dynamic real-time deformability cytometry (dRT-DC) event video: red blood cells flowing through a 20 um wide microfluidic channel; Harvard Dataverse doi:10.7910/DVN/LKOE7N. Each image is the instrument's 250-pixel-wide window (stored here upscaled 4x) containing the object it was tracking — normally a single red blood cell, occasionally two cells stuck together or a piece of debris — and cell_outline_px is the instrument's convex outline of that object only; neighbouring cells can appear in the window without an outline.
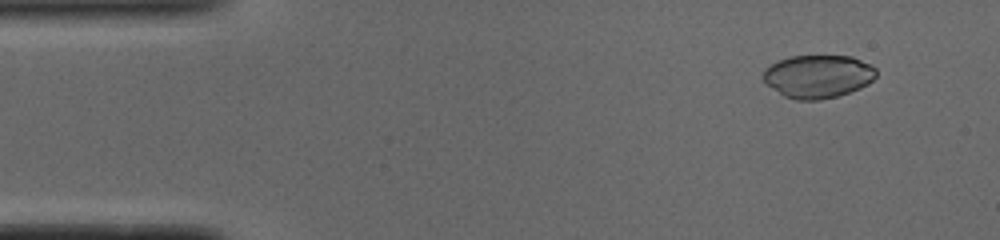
{"species": "common noctule bat (a hibernating species)", "species_latin": "Nyctalus noctula", "temperature_condition": "cold", "stored_images_in_passage": 51, "camera_frame_rate_fps": 3000, "um_per_image_px": 0.085, "animal": {"sex": "male", "body_mass_g": 19.0, "forearm_length_mm": 50.8}, "frame": {"image": 1, "passage_image": 5, "time_ms": 1.333, "image_size_px": [1000, 240], "cell_outline_px": [[876, 76], [868, 84], [860, 88], [836, 96], [820, 100], [796, 100], [784, 96], [768, 84], [764, 80], [764, 68], [780, 60], [792, 56], [852, 56], [872, 64], [876, 68]], "centroid_in_image_um": [69.57, 6.48], "position_along_channel_um": 15.4, "area_um2": 28.21}}
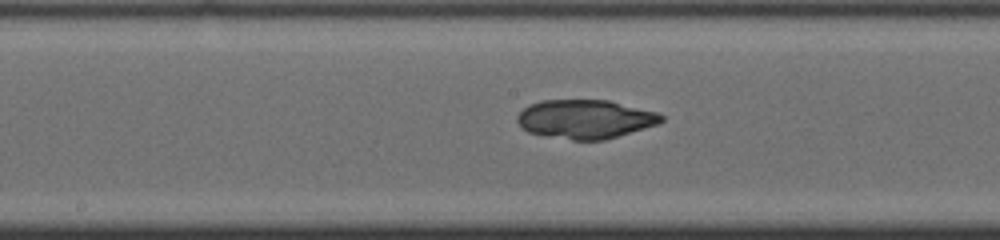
{"frame": {"image": 2, "passage_image": 26, "time_ms": 8.333, "image_size_px": [1000, 240], "cell_outline_px": [[664, 120], [660, 124], [604, 140], [572, 140], [528, 132], [516, 120], [516, 116], [528, 104], [540, 100], [608, 100], [660, 112], [664, 116]], "centroid_in_image_um": [49.79, 10.11], "position_along_channel_um": 198.4, "area_um2": 32.83}}
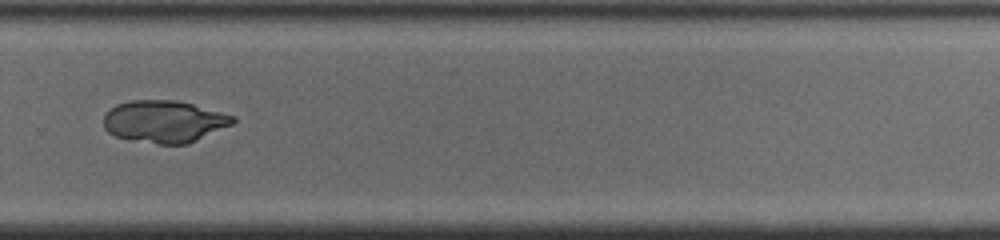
{"frame": {"image": 3, "passage_image": 35, "time_ms": 11.333, "image_size_px": [1000, 240], "cell_outline_px": [[236, 120], [232, 124], [188, 144], [160, 144], [116, 136], [108, 132], [104, 128], [104, 116], [116, 104], [132, 100], [176, 100], [192, 104], [236, 116]], "centroid_in_image_um": [13.98, 10.32], "position_along_channel_um": 315.8, "area_um2": 31.39}}